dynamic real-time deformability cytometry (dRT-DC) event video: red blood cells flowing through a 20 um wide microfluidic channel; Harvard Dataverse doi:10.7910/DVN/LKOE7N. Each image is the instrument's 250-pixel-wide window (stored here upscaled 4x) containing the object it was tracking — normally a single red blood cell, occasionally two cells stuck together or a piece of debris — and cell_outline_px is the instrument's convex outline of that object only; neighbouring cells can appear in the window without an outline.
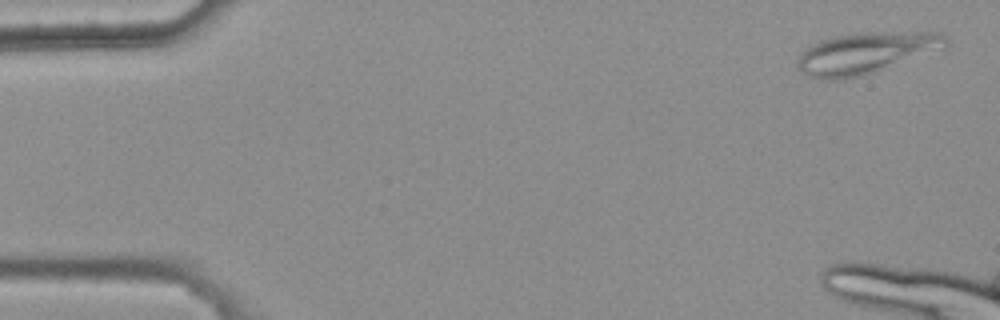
{"species": "common noctule bat (a hibernating species)", "species_latin": "Nyctalus noctula", "temperature_condition": "warm", "stored_images_in_passage": 3, "camera_frame_rate_fps": 3000, "um_per_image_px": 0.085, "animal": {"sex": "female", "body_mass_g": 25.1}, "frame": {"image": 1, "passage_image": 1, "time_ms": 0.0, "image_size_px": [1000, 320], "cell_outline_px": [[948, 48], [864, 76], [844, 80], [820, 80], [808, 76], [800, 72], [796, 64], [796, 56], [808, 44], [832, 36], [856, 32], [940, 32], [948, 40]], "centroid_in_image_um": [73.55, 4.52], "position_along_channel_um": 11.4, "area_um2": 37.11}}